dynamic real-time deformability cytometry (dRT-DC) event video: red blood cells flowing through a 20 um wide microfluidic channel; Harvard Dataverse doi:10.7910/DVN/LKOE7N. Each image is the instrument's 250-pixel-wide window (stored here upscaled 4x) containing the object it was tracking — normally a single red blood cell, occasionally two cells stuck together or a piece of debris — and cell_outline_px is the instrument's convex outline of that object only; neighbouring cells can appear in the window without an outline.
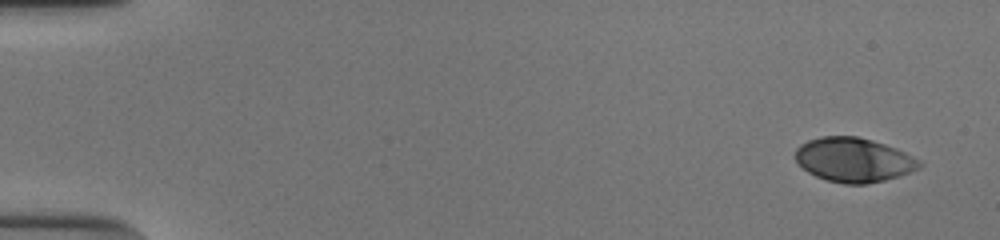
{"species": "human", "species_latin": "Homo sapiens", "temperature_condition": "cold", "stored_images_in_passage": 52, "camera_frame_rate_fps": 3000, "um_per_image_px": 0.085, "donor": {"sex": "male"}, "frame": {"image": 1, "passage_image": 1, "time_ms": 0.0, "image_size_px": [1000, 240], "cell_outline_px": [[924, 164], [920, 168], [900, 176], [868, 184], [844, 184], [828, 180], [816, 176], [808, 172], [796, 160], [796, 148], [800, 144], [808, 140], [820, 136], [856, 136], [872, 140], [896, 148], [920, 160]], "centroid_in_image_um": [72.58, 13.59], "position_along_channel_um": 12.4, "area_um2": 32.02}}
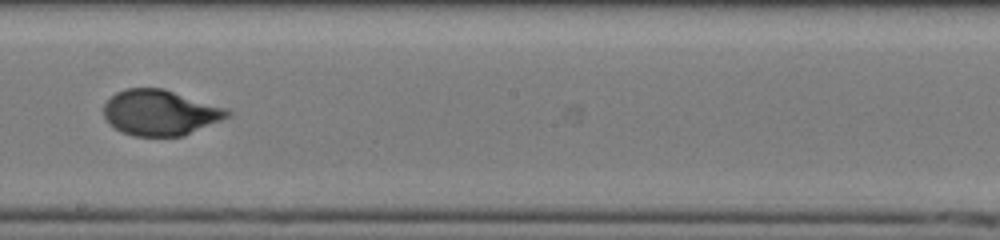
{"frame": {"image": 2, "passage_image": 30, "time_ms": 9.667, "image_size_px": [1000, 240], "cell_outline_px": [[232, 116], [184, 136], [132, 136], [120, 132], [104, 116], [104, 104], [116, 92], [124, 88], [164, 88], [228, 108], [232, 112]], "centroid_in_image_um": [13.66, 9.57], "position_along_channel_um": 234.5, "area_um2": 33.12}}
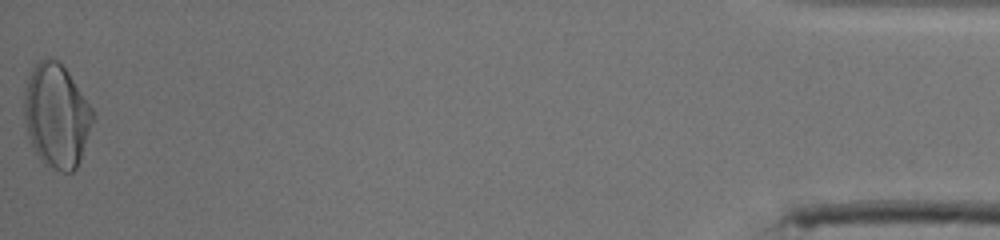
{"frame": {"image": 3, "passage_image": 52, "time_ms": 17.0, "image_size_px": [1000, 240], "cell_outline_px": [[96, 120], [80, 160], [76, 168], [72, 172], [64, 172], [44, 164], [40, 160], [28, 136], [24, 120], [24, 88], [32, 68], [44, 56], [48, 56], [56, 60], [68, 72], [96, 112]], "centroid_in_image_um": [4.83, 9.83], "position_along_channel_um": 430.4, "area_um2": 42.08}, "authors_computed_cell_mechanics": {"area_um2": 32.946, "velocity_mm_per_s": 3.8576, "shape_relaxation_time_tau1_ms": 5.7976, "shape_relaxation_time_tau2_ms": null, "deformation_change_tau1": 0.2386, "deformation_change_tau2": null}}